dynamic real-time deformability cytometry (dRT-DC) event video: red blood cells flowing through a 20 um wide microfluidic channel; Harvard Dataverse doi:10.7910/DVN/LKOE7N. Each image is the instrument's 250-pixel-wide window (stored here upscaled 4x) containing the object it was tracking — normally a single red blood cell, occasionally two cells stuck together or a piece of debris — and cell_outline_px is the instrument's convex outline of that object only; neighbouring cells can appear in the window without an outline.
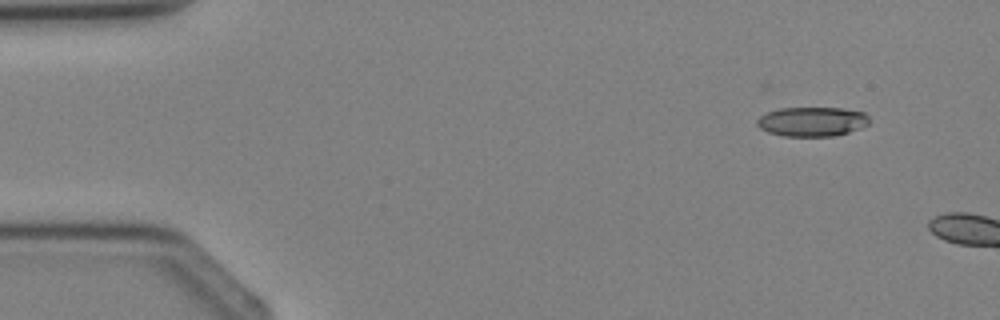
{"species": "Egyptian fruit bat (a non-hibernating species)", "species_latin": "Rousettus aegyptiacus", "temperature_condition": "cold", "stored_images_in_passage": 2, "camera_frame_rate_fps": 3000, "um_per_image_px": 0.085, "animal": {"sex": "female"}, "frame": {"image": 1, "passage_image": 1, "time_ms": 0.0, "image_size_px": [1000, 320], "cell_outline_px": [[868, 124], [860, 128], [848, 132], [832, 136], [784, 136], [768, 132], [760, 128], [756, 124], [756, 120], [760, 116], [768, 112], [780, 108], [840, 108], [864, 112], [868, 116]], "centroid_in_image_um": [69.0, 10.33], "position_along_channel_um": 16.0, "area_um2": 19.13}}